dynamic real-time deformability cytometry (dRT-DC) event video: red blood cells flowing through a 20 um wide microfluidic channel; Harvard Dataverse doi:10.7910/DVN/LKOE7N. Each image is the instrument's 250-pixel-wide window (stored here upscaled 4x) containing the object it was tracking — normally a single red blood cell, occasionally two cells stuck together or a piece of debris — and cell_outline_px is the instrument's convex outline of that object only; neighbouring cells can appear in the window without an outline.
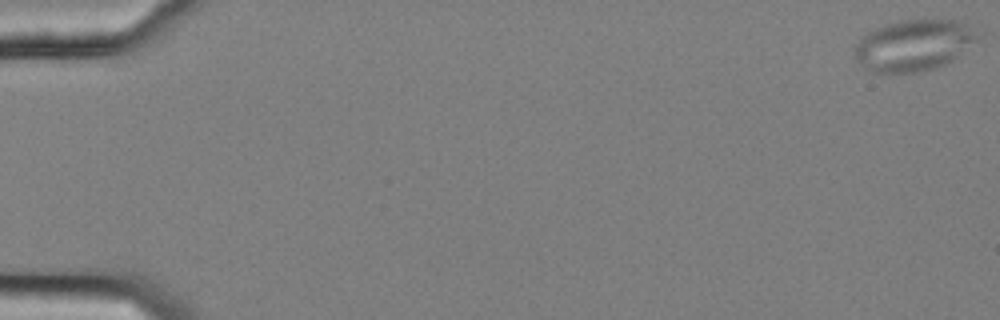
{"species": "common noctule bat (a hibernating species)", "species_latin": "Nyctalus noctula", "temperature_condition": "cold", "stored_images_in_passage": 57, "camera_frame_rate_fps": 3000, "um_per_image_px": 0.085, "animal": {"sex": "female", "body_mass_g": 25.1}, "frame": {"image": 1, "passage_image": 1, "time_ms": 0.0, "image_size_px": [1000, 320], "cell_outline_px": [[984, 36], [952, 60], [936, 68], [916, 72], [872, 72], [864, 68], [852, 56], [856, 44], [872, 28], [884, 24], [900, 20], [956, 20], [968, 24], [984, 32]], "centroid_in_image_um": [77.71, 3.83], "position_along_channel_um": 7.3, "area_um2": 37.28}}
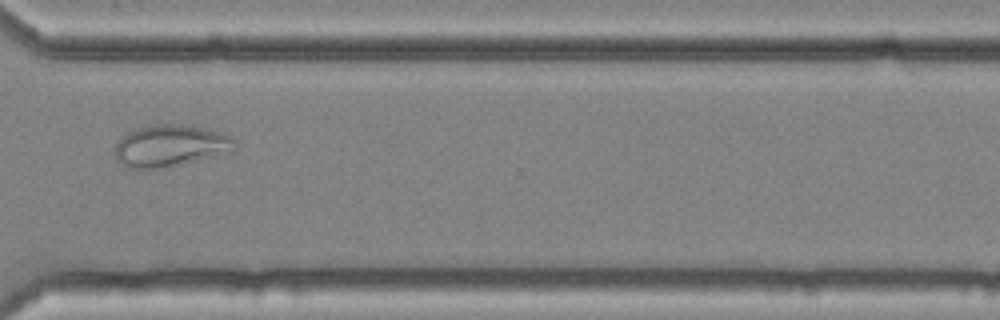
{"frame": {"image": 2, "passage_image": 44, "time_ms": 14.333, "image_size_px": [1000, 320], "cell_outline_px": [[236, 148], [160, 168], [128, 168], [116, 156], [116, 144], [128, 132], [136, 128], [148, 124], [180, 124], [220, 132], [232, 136], [236, 140]], "centroid_in_image_um": [14.43, 12.34], "position_along_channel_um": 356.2, "area_um2": 27.98}}
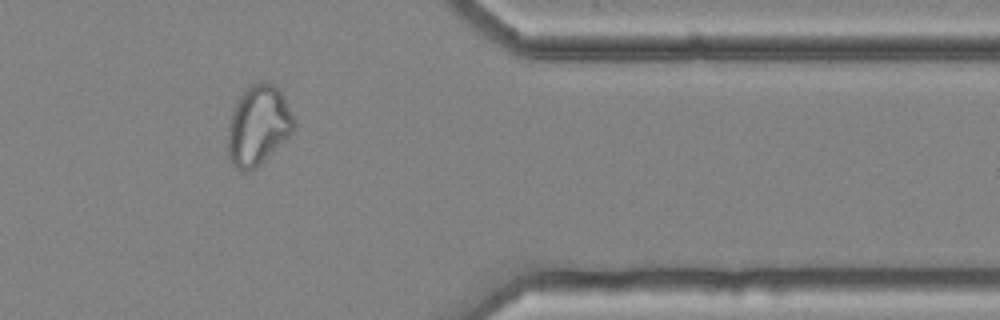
{"frame": {"image": 3, "passage_image": 48, "time_ms": 15.667, "image_size_px": [1000, 320], "cell_outline_px": [[296, 128], [284, 140], [248, 172], [240, 172], [228, 160], [228, 128], [232, 112], [240, 96], [252, 84], [264, 80], [268, 80], [276, 84], [284, 96], [296, 124]], "centroid_in_image_um": [21.94, 10.62], "position_along_channel_um": 389.5, "area_um2": 30.35}}